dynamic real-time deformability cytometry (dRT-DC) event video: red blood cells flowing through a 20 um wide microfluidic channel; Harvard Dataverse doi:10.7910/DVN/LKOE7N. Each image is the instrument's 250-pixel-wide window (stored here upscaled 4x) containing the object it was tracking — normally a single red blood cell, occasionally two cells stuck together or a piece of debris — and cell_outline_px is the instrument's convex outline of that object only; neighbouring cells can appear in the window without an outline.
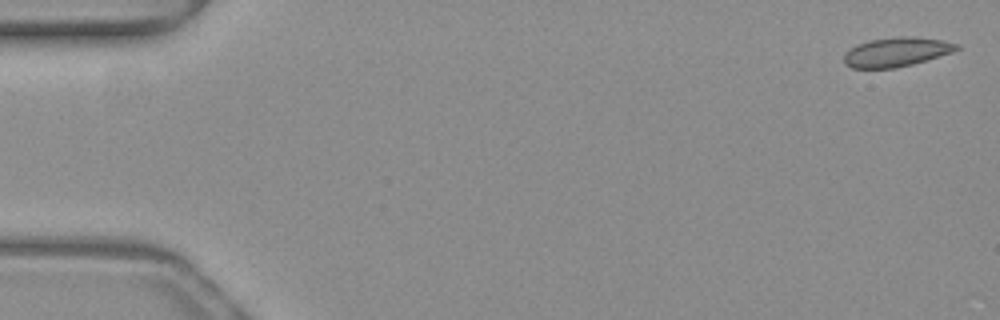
{"species": "common noctule bat (a hibernating species)", "species_latin": "Nyctalus noctula", "temperature_condition": "warm", "stored_images_in_passage": 49, "segment_of_instrument_passage": [1, 2], "camera_frame_rate_fps": 3000, "um_per_image_px": 0.085, "animal": {"sex": "female", "body_mass_g": 19.3, "forearm_length_mm": 54.1}, "frame": {"image": 1, "passage_image": 1, "time_ms": 0.0, "image_size_px": [1000, 320], "cell_outline_px": [[960, 48], [952, 52], [912, 64], [896, 68], [852, 68], [844, 64], [844, 52], [856, 44], [868, 40], [900, 36], [912, 36], [940, 40], [960, 44]], "centroid_in_image_um": [76.15, 4.41], "position_along_channel_um": 8.8, "area_um2": 19.25}}